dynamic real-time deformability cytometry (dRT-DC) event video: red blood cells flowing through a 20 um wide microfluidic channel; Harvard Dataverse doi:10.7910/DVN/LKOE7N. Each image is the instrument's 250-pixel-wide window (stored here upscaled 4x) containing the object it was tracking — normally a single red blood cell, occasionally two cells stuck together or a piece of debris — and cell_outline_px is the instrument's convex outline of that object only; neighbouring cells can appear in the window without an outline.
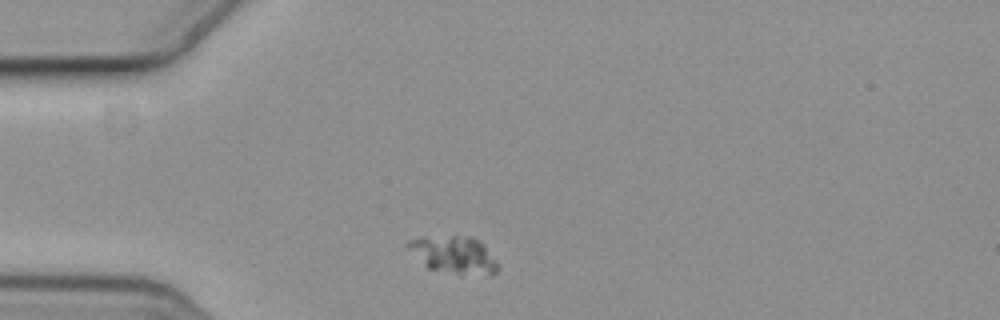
{"species": "common noctule bat (a hibernating species)", "species_latin": "Nyctalus noctula", "temperature_condition": "cold", "stored_images_in_passage": 12, "camera_frame_rate_fps": 3000, "um_per_image_px": 0.085, "animal": {"sex": "female", "body_mass_g": 19.3, "forearm_length_mm": 54.1}, "frame": {"image": 1, "passage_image": 1, "time_ms": 0.0, "image_size_px": [1000, 320], "cell_outline_px": [[500, 268], [496, 272], [488, 276], [456, 272], [428, 268], [404, 244], [408, 240], [420, 236], [472, 236], [480, 240], [484, 244], [500, 264]], "centroid_in_image_um": [38.63, 21.62], "position_along_channel_um": 46.4, "area_um2": 19.59}}
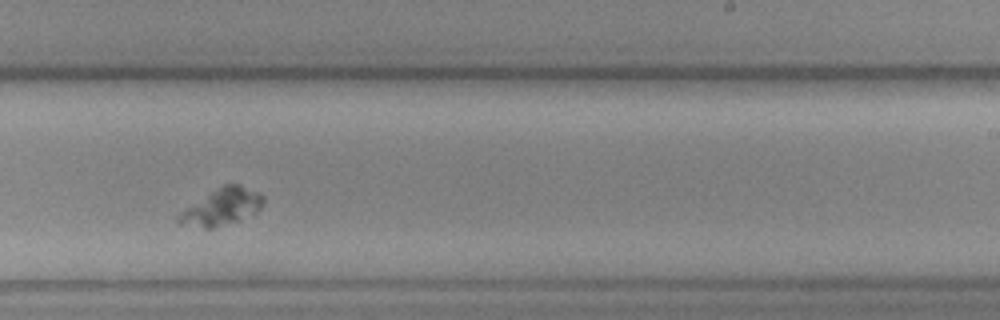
{"frame": {"image": 2, "passage_image": 7, "time_ms": 2.0, "image_size_px": [1000, 320], "cell_outline_px": [[264, 204], [256, 212], [240, 220], [212, 228], [204, 228], [176, 220], [176, 216], [184, 208], [224, 184], [240, 184], [264, 196]], "centroid_in_image_um": [18.89, 17.57], "position_along_channel_um": 270.1, "area_um2": 17.69}}
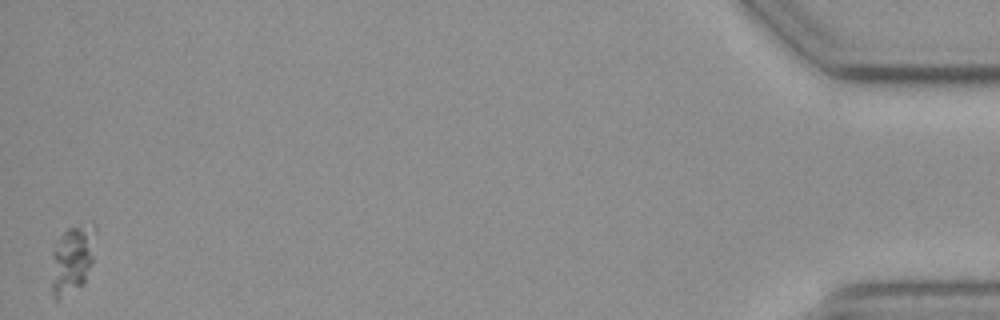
{"frame": {"image": 3, "passage_image": 12, "time_ms": 3.667, "image_size_px": [1000, 320], "cell_outline_px": [[96, 232], [92, 264], [84, 284], [56, 300], [52, 296], [52, 252], [60, 236], [68, 228], [92, 224], [96, 224]], "centroid_in_image_um": [6.16, 22.04], "position_along_channel_um": 429.0, "area_um2": 17.51}}